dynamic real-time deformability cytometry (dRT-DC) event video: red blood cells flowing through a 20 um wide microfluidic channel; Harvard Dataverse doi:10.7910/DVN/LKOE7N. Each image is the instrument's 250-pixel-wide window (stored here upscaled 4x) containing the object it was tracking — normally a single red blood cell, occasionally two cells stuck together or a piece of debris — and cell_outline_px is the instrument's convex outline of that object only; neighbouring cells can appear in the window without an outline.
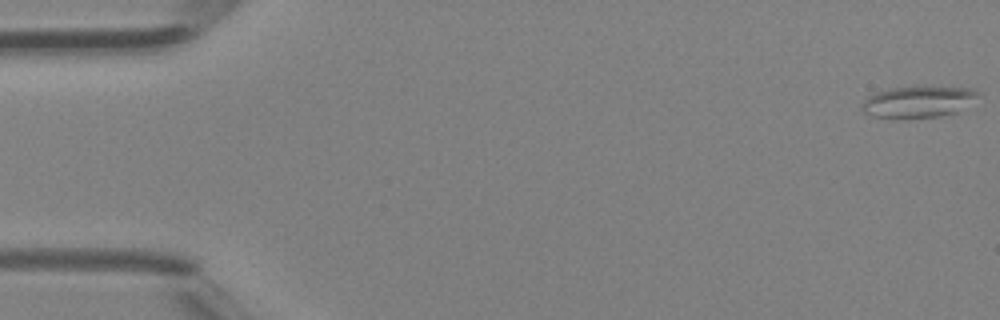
{"species": "Egyptian fruit bat (a non-hibernating species)", "species_latin": "Rousettus aegyptiacus", "temperature_condition": "room temperature", "stored_images_in_passage": 47, "camera_frame_rate_fps": 3000, "um_per_image_px": 0.085, "animal": {"sex": "female"}, "frame": {"image": 1, "passage_image": 1, "time_ms": 0.0, "image_size_px": [1000, 320], "cell_outline_px": [[976, 96], [956, 112], [940, 116], [900, 120], [892, 120], [872, 116], [864, 112], [860, 108], [864, 100], [868, 96], [876, 92], [892, 88], [972, 88], [976, 92]], "centroid_in_image_um": [77.89, 8.72], "position_along_channel_um": 7.1, "area_um2": 20.92}}
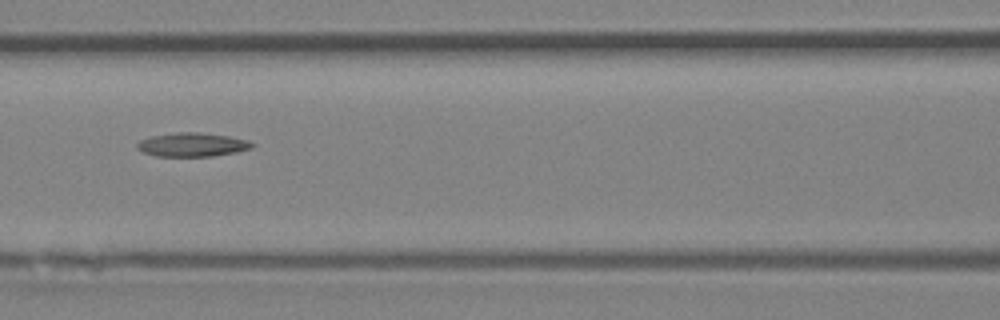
{"frame": {"image": 2, "passage_image": 21, "time_ms": 6.667, "image_size_px": [1000, 320], "cell_outline_px": [[256, 144], [252, 148], [236, 152], [212, 156], [156, 156], [144, 152], [136, 148], [136, 144], [140, 140], [148, 136], [176, 132], [200, 132], [228, 136], [248, 140]], "centroid_in_image_um": [16.33, 12.29], "position_along_channel_um": 150.3, "area_um2": 16.07}}
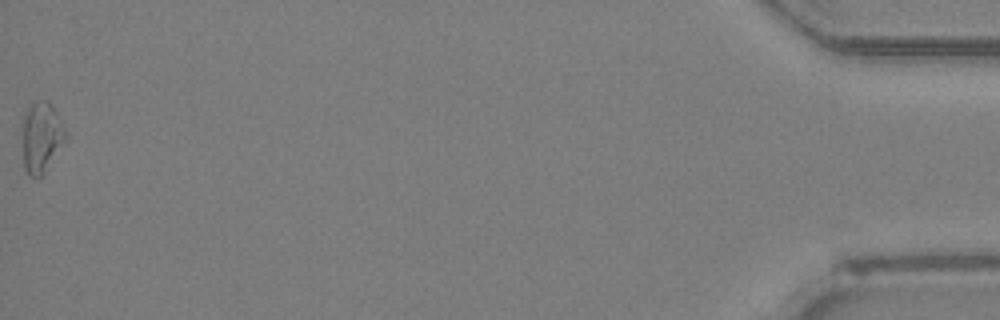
{"frame": {"image": 3, "passage_image": 47, "time_ms": 15.333, "image_size_px": [1000, 320], "cell_outline_px": [[68, 132], [64, 140], [44, 172], [40, 176], [28, 176], [24, 168], [24, 116], [32, 100], [48, 100], [52, 104]], "centroid_in_image_um": [3.54, 11.59], "position_along_channel_um": 431.7, "area_um2": 17.34}}